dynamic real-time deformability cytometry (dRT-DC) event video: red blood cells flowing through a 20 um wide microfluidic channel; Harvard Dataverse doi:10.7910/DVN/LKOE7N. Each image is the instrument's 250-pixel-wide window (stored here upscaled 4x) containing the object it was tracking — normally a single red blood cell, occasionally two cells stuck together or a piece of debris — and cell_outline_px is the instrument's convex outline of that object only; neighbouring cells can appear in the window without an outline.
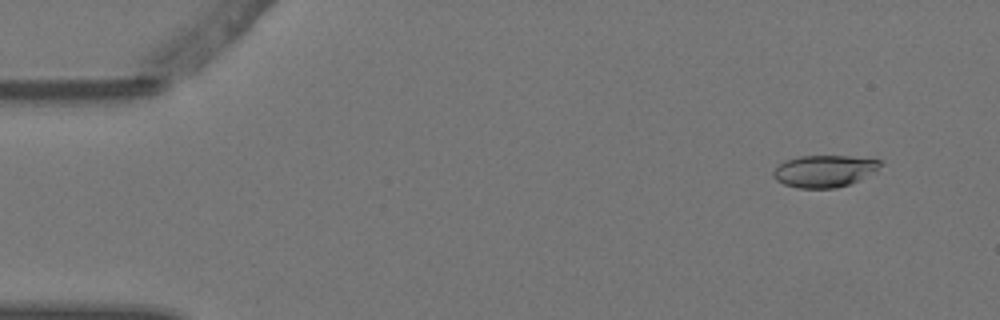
{"species": "Egyptian fruit bat (a non-hibernating species)", "species_latin": "Rousettus aegyptiacus", "temperature_condition": "warm", "stored_images_in_passage": 5, "camera_frame_rate_fps": 3000, "um_per_image_px": 0.085, "animal": {"sex": "female"}, "frame": {"image": 1, "passage_image": 2, "time_ms": 0.333, "image_size_px": [1000, 320], "cell_outline_px": [[884, 160], [876, 168], [856, 180], [848, 184], [836, 188], [796, 188], [784, 184], [776, 180], [772, 176], [772, 172], [784, 160], [800, 156], [848, 156]], "centroid_in_image_um": [69.97, 14.53], "position_along_channel_um": 15.0, "area_um2": 19.54}}
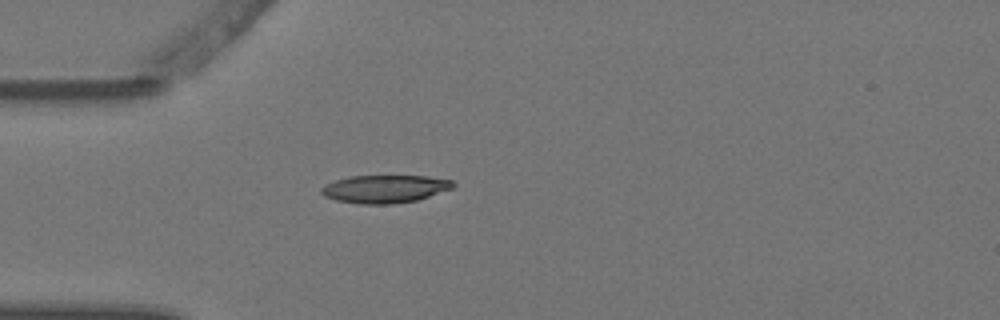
{"frame": {"image": 2, "passage_image": 5, "time_ms": 1.333, "image_size_px": [1000, 320], "cell_outline_px": [[456, 184], [452, 188], [416, 200], [392, 204], [360, 204], [336, 200], [324, 196], [320, 192], [320, 188], [336, 180], [348, 176], [428, 176], [452, 180]], "centroid_in_image_um": [32.7, 16.05], "position_along_channel_um": 52.3, "area_um2": 21.27}}